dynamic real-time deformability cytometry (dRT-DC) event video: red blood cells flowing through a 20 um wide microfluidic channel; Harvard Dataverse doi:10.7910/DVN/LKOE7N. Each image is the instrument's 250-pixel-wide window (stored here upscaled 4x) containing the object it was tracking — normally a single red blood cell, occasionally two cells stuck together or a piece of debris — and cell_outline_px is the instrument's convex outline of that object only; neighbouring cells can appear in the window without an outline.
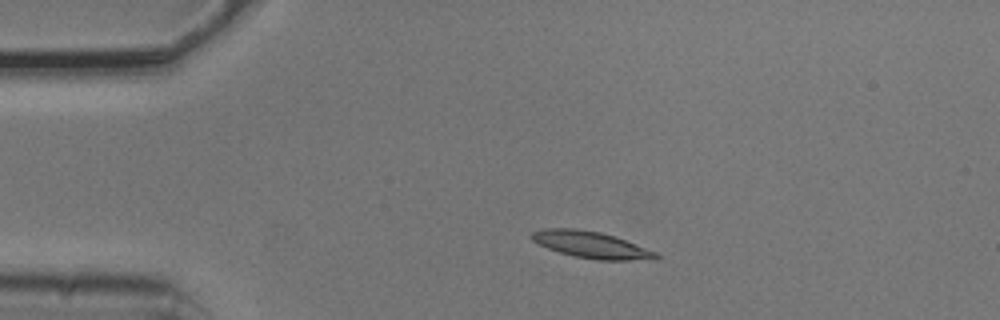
{"species": "common noctule bat (a hibernating species)", "species_latin": "Nyctalus noctula", "temperature_condition": "cold", "stored_images_in_passage": 3, "camera_frame_rate_fps": 3000, "um_per_image_px": 0.085, "animal": {"sex": "male", "body_mass_g": 20.5, "forearm_length_mm": 52.5}, "frame": {"image": 1, "passage_image": 2, "time_ms": 0.333, "image_size_px": [1000, 320], "cell_outline_px": [[660, 256], [656, 260], [596, 260], [576, 256], [560, 252], [548, 248], [532, 240], [532, 232], [544, 228], [576, 228], [600, 232], [616, 236], [656, 252]], "centroid_in_image_um": [50.3, 20.81], "position_along_channel_um": 34.7, "area_um2": 19.25}}